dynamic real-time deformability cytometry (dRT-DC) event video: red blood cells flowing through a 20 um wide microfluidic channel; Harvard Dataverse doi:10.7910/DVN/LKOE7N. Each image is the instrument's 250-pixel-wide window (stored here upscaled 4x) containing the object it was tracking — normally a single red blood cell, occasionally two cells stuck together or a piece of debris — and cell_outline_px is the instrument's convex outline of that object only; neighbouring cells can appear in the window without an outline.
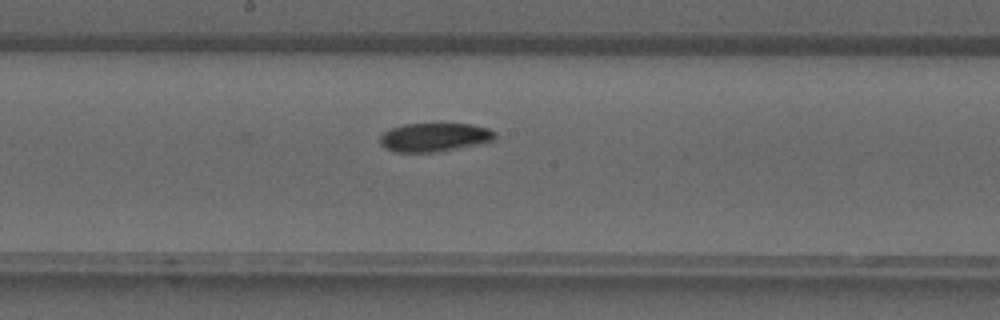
{"species": "common noctule bat (a hibernating species)", "species_latin": "Nyctalus noctula", "temperature_condition": "warm", "stored_images_in_passage": 38, "camera_frame_rate_fps": 3000, "um_per_image_px": 0.085, "animal": {"sex": "male", "forearm_length_mm": 52.5}, "frame": {"image": 1, "passage_image": 20, "time_ms": 6.333, "image_size_px": [1000, 320], "cell_outline_px": [[496, 140], [440, 152], [396, 152], [384, 148], [380, 144], [380, 136], [384, 132], [392, 128], [404, 124], [472, 124], [488, 128], [496, 132]], "centroid_in_image_um": [36.94, 11.67], "position_along_channel_um": 211.3, "area_um2": 19.31}}
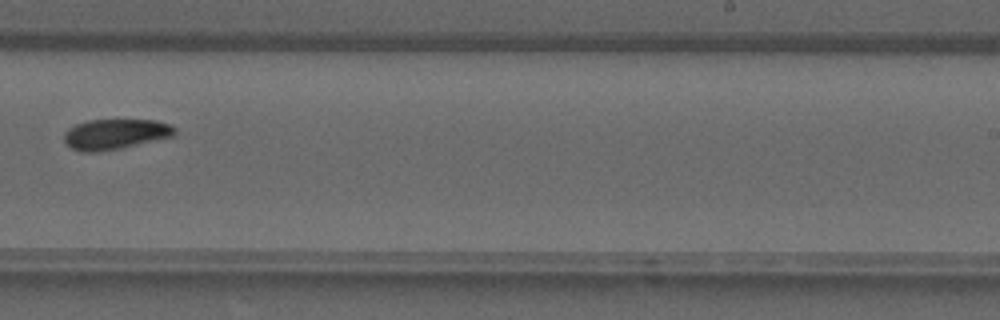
{"frame": {"image": 2, "passage_image": 24, "time_ms": 7.667, "image_size_px": [1000, 320], "cell_outline_px": [[176, 132], [172, 136], [120, 148], [100, 152], [84, 152], [72, 148], [64, 140], [64, 132], [68, 128], [76, 124], [88, 120], [156, 120], [168, 124], [176, 128]], "centroid_in_image_um": [9.77, 11.39], "position_along_channel_um": 279.2, "area_um2": 19.36}}
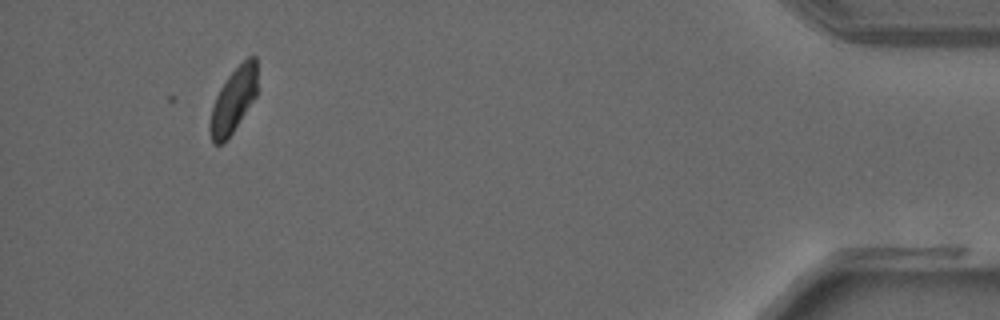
{"frame": {"image": 3, "passage_image": 36, "time_ms": 11.667, "image_size_px": [1000, 320], "cell_outline_px": [[256, 96], [228, 140], [224, 144], [212, 144], [208, 128], [212, 108], [216, 96], [220, 88], [228, 76], [248, 56], [256, 56]], "centroid_in_image_um": [19.81, 8.59], "position_along_channel_um": 415.4, "area_um2": 17.86}}